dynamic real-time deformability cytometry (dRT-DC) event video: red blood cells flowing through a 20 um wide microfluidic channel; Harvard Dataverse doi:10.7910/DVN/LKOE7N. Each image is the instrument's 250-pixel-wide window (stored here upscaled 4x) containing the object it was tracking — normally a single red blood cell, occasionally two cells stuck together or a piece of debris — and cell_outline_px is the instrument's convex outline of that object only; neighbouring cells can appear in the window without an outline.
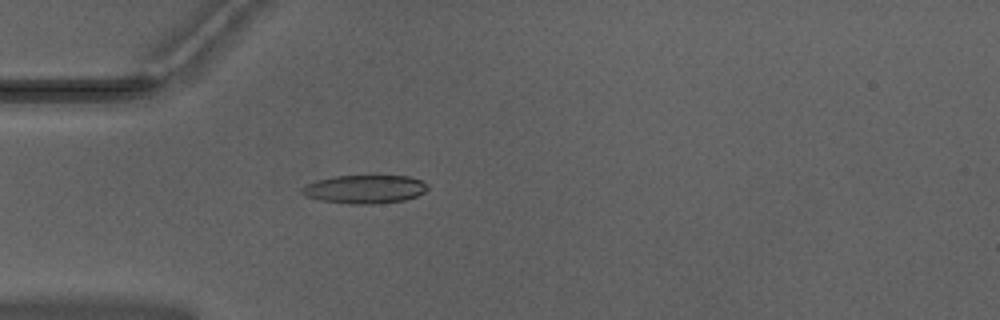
{"species": "Egyptian fruit bat (a non-hibernating species)", "species_latin": "Rousettus aegyptiacus", "temperature_condition": "warm", "stored_images_in_passage": 51, "camera_frame_rate_fps": 3000, "um_per_image_px": 0.085, "animal": {"sex": "male"}, "frame": {"image": 1, "passage_image": 15, "time_ms": 4.667, "image_size_px": [1000, 320], "cell_outline_px": [[428, 188], [424, 192], [416, 196], [404, 200], [376, 204], [348, 204], [320, 200], [304, 196], [300, 192], [300, 188], [316, 180], [332, 176], [408, 176], [420, 180], [428, 184]], "centroid_in_image_um": [30.97, 16.08], "position_along_channel_um": 54.0, "area_um2": 20.92}}
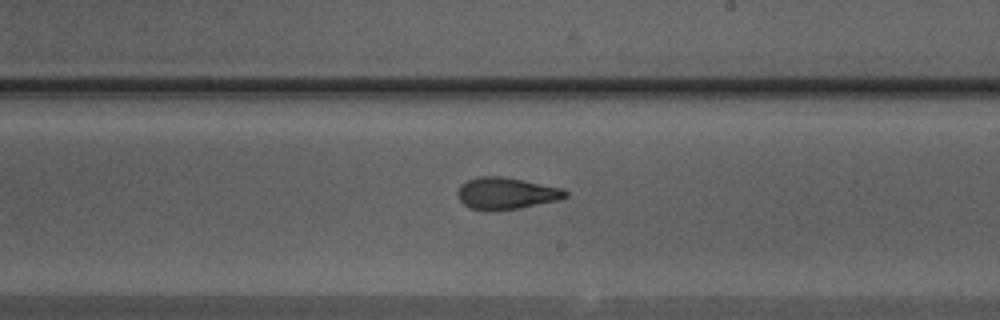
{"frame": {"image": 2, "passage_image": 30, "time_ms": 9.667, "image_size_px": [1000, 320], "cell_outline_px": [[568, 196], [560, 200], [520, 208], [496, 212], [484, 212], [472, 208], [464, 204], [460, 200], [456, 192], [460, 184], [468, 180], [480, 176], [500, 176], [564, 188], [568, 192]], "centroid_in_image_um": [43.03, 16.46], "position_along_channel_um": 246.0, "area_um2": 20.35}}
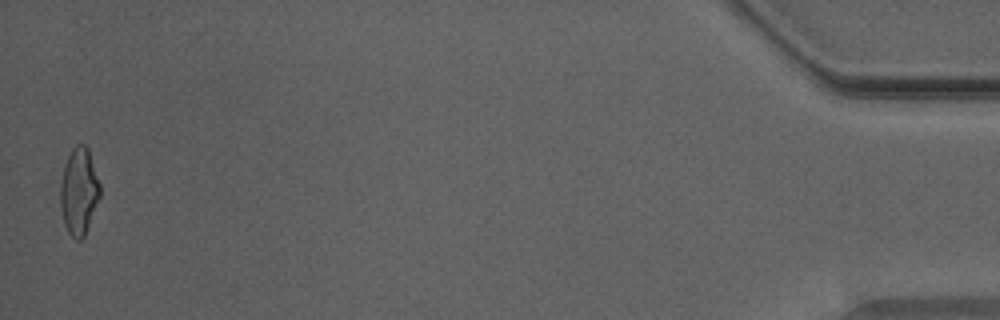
{"frame": {"image": 3, "passage_image": 51, "time_ms": 16.667, "image_size_px": [1000, 320], "cell_outline_px": [[100, 196], [84, 236], [80, 240], [76, 240], [68, 232], [64, 224], [60, 208], [60, 184], [64, 164], [72, 148], [76, 144], [84, 144], [88, 148], [100, 184]], "centroid_in_image_um": [6.69, 16.25], "position_along_channel_um": 428.5, "area_um2": 20.06}, "authors_computed_cell_mechanics": {"area_um2": 20.0566, "velocity_mm_per_s": 3.9908, "shape_relaxation_time_tau1_ms": null, "shape_relaxation_time_tau2_ms": 1.7725, "deformation_change_tau1": null, "deformation_change_tau2": 0.0949}}